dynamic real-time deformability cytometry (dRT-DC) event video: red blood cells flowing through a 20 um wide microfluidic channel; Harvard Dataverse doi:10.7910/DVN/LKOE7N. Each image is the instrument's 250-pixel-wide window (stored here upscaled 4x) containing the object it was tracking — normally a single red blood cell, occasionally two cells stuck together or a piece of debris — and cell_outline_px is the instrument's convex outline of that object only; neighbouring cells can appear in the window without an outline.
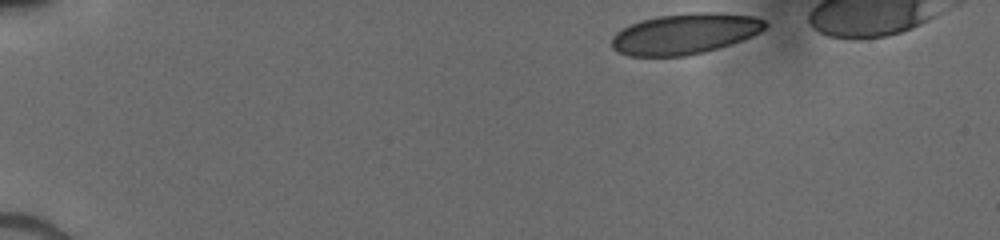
{"species": "human", "species_latin": "Homo sapiens", "temperature_condition": "cold", "stored_images_in_passage": 22, "camera_frame_rate_fps": 3000, "um_per_image_px": 0.085, "donor": {"sex": "male"}, "frame": {"image": 1, "passage_image": 1, "time_ms": 0.0, "image_size_px": [1000, 240], "cell_outline_px": [[768, 24], [760, 32], [752, 36], [704, 52], [684, 56], [628, 56], [616, 52], [612, 48], [612, 36], [616, 32], [640, 20], [656, 16], [692, 12], [720, 12], [752, 16], [764, 20]], "centroid_in_image_um": [58.19, 2.86], "position_along_channel_um": 26.8, "area_um2": 36.36}}
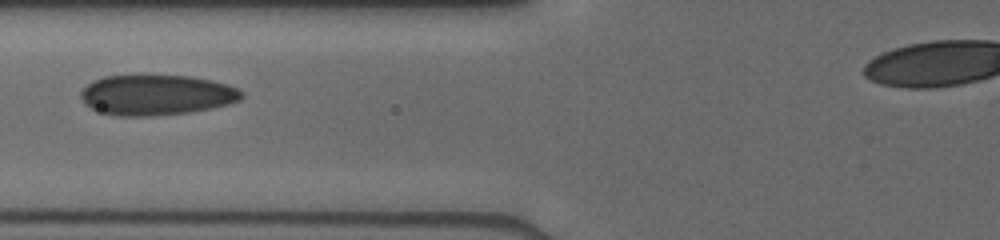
{"frame": {"image": 2, "passage_image": 15, "time_ms": 4.667, "image_size_px": [1000, 240], "cell_outline_px": [[244, 96], [240, 100], [228, 104], [188, 112], [152, 116], [116, 116], [92, 108], [84, 104], [80, 96], [80, 92], [92, 80], [104, 76], [140, 72], [192, 76], [212, 80], [228, 84], [244, 92]], "centroid_in_image_um": [13.27, 8.01], "position_along_channel_um": 112.5, "area_um2": 38.96}}
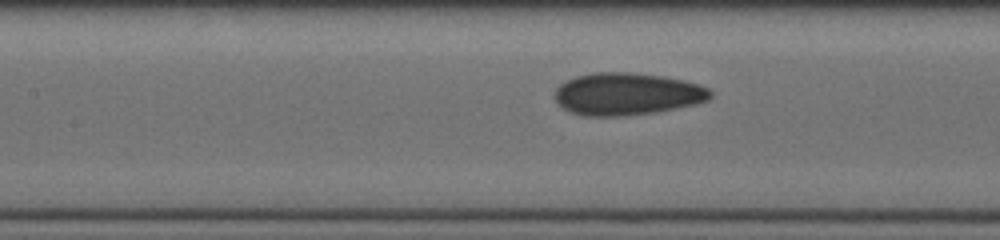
{"frame": {"image": 3, "passage_image": 19, "time_ms": 5.667, "image_size_px": [1000, 240], "cell_outline_px": [[712, 96], [708, 100], [696, 104], [656, 112], [620, 116], [580, 116], [564, 108], [552, 96], [556, 88], [560, 84], [576, 76], [596, 72], [628, 72], [664, 76], [684, 80], [708, 88], [712, 92]], "centroid_in_image_um": [53.29, 7.99], "position_along_channel_um": 154.1, "area_um2": 38.44}}